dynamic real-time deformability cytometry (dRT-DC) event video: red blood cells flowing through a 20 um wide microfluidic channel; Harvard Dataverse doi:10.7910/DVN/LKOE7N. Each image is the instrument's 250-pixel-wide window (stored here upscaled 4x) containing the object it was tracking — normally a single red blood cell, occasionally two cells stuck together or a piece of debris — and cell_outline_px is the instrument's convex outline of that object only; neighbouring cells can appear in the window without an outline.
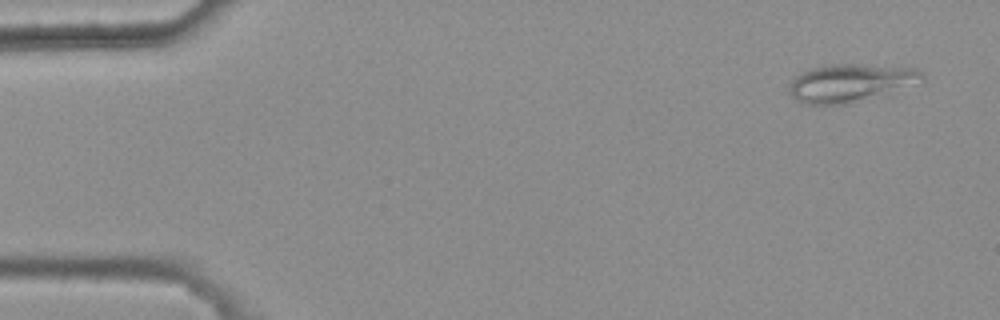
{"species": "common noctule bat (a hibernating species)", "species_latin": "Nyctalus noctula", "temperature_condition": "warm", "stored_images_in_passage": 7, "camera_frame_rate_fps": 3000, "um_per_image_px": 0.085, "animal": {"sex": "female", "body_mass_g": 25.1}, "frame": {"image": 1, "passage_image": 1, "time_ms": 0.0, "image_size_px": [1000, 320], "cell_outline_px": [[924, 80], [852, 104], [808, 104], [792, 96], [788, 92], [788, 88], [792, 80], [796, 76], [812, 68], [824, 64], [860, 64], [920, 68], [924, 72]], "centroid_in_image_um": [72.3, 7.03], "position_along_channel_um": 12.7, "area_um2": 29.19}}
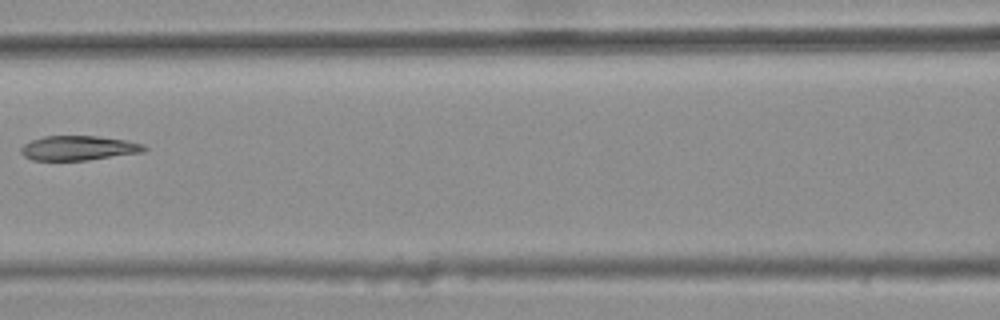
{"frame": {"image": 2, "passage_image": 6, "time_ms": 1.667, "image_size_px": [1000, 320], "cell_outline_px": [[148, 148], [144, 152], [88, 160], [32, 160], [24, 156], [20, 152], [20, 148], [24, 144], [32, 140], [44, 136], [96, 136], [124, 140], [144, 144]], "centroid_in_image_um": [6.68, 12.59], "position_along_channel_um": 159.9, "area_um2": 17.63}}
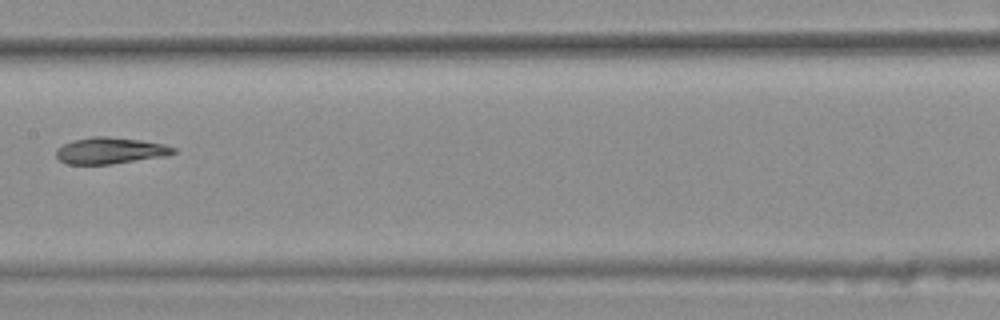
{"frame": {"image": 3, "passage_image": 7, "time_ms": 2.0, "image_size_px": [1000, 320], "cell_outline_px": [[176, 152], [168, 156], [112, 164], [64, 164], [56, 156], [56, 148], [72, 140], [92, 136], [108, 136], [140, 140], [164, 144], [176, 148]], "centroid_in_image_um": [9.37, 12.8], "position_along_channel_um": 198.0, "area_um2": 18.26}}